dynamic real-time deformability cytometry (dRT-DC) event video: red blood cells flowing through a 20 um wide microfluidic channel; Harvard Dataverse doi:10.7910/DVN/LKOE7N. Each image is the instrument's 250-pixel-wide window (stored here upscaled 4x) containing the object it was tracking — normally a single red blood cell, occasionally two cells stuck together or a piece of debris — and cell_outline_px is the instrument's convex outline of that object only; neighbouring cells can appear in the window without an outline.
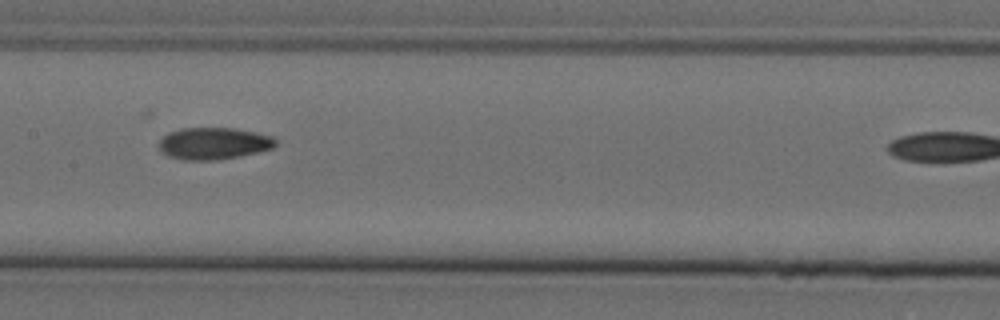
{"species": "Egyptian fruit bat (a non-hibernating species)", "species_latin": "Rousettus aegyptiacus", "temperature_condition": "cold", "stored_images_in_passage": 6, "camera_frame_rate_fps": 3000, "um_per_image_px": 0.085, "animal": {"sex": "female"}, "frame": {"image": 1, "passage_image": 5, "time_ms": 1.333, "image_size_px": [1000, 320], "cell_outline_px": [[276, 144], [272, 148], [240, 156], [216, 160], [184, 160], [168, 156], [160, 152], [160, 140], [168, 132], [180, 128], [232, 128], [256, 132], [272, 136], [276, 140]], "centroid_in_image_um": [18.14, 12.19], "position_along_channel_um": 189.3, "area_um2": 21.68}}